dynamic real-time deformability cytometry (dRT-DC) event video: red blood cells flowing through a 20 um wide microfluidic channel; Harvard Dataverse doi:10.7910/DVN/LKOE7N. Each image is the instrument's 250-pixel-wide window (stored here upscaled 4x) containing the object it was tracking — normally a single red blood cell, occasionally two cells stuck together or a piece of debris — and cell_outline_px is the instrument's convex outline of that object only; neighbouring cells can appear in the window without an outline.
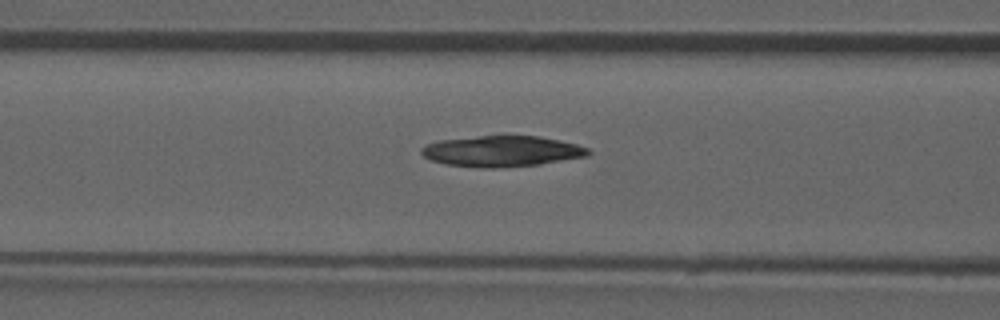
{"species": "common noctule bat (a hibernating species)", "species_latin": "Nyctalus noctula", "temperature_condition": "room temperature", "stored_images_in_passage": 47, "camera_frame_rate_fps": 3000, "um_per_image_px": 0.085, "animal": {"sex": "male", "forearm_length_mm": 52.5}, "frame": {"image": 1, "passage_image": 20, "time_ms": 6.333, "image_size_px": [1000, 320], "cell_outline_px": [[592, 152], [588, 156], [540, 164], [496, 168], [480, 168], [444, 164], [432, 160], [424, 156], [420, 152], [420, 148], [424, 144], [440, 140], [480, 136], [536, 136], [576, 144], [588, 148]], "centroid_in_image_um": [42.62, 12.86], "position_along_channel_um": 124.0, "area_um2": 29.94}}